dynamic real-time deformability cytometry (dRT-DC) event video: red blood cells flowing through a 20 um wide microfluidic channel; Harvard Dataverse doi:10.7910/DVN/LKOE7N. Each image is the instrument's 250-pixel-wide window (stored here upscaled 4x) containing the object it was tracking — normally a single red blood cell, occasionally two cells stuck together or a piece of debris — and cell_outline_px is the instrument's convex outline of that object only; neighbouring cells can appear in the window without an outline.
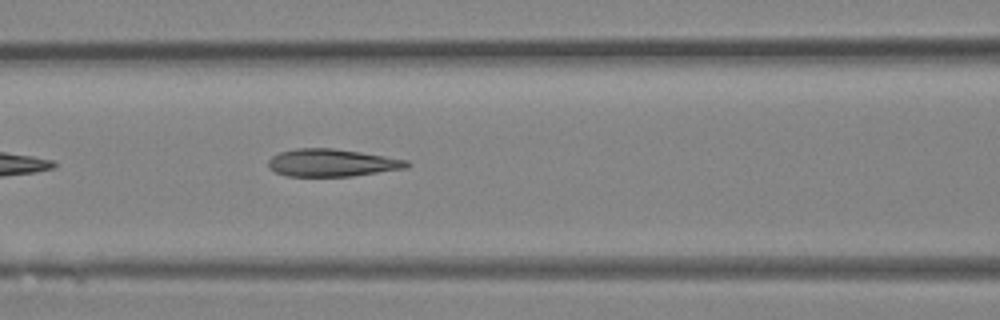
{"species": "Egyptian fruit bat (a non-hibernating species)", "species_latin": "Rousettus aegyptiacus", "temperature_condition": "room temperature", "stored_images_in_passage": 16, "camera_frame_rate_fps": 3000, "um_per_image_px": 0.085, "animal": {"sex": "female"}, "frame": {"image": 1, "passage_image": 10, "time_ms": 3.0, "image_size_px": [1000, 320], "cell_outline_px": [[412, 164], [408, 168], [352, 176], [284, 176], [268, 168], [268, 160], [272, 156], [280, 152], [296, 148], [332, 148], [360, 152], [408, 160]], "centroid_in_image_um": [28.21, 13.84], "position_along_channel_um": 138.4, "area_um2": 22.31}}
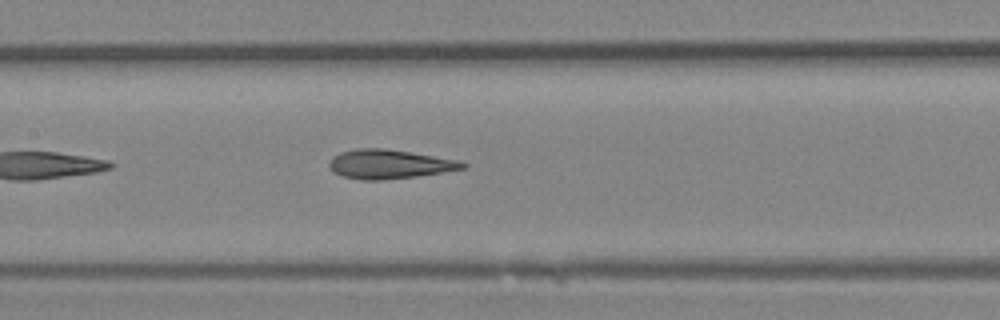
{"frame": {"image": 2, "passage_image": 12, "time_ms": 3.667, "image_size_px": [1000, 320], "cell_outline_px": [[468, 168], [416, 176], [380, 180], [364, 180], [344, 176], [332, 172], [328, 164], [332, 156], [340, 152], [356, 148], [388, 148], [460, 160], [468, 164]], "centroid_in_image_um": [33.11, 13.94], "position_along_channel_um": 174.3, "area_um2": 22.83}}